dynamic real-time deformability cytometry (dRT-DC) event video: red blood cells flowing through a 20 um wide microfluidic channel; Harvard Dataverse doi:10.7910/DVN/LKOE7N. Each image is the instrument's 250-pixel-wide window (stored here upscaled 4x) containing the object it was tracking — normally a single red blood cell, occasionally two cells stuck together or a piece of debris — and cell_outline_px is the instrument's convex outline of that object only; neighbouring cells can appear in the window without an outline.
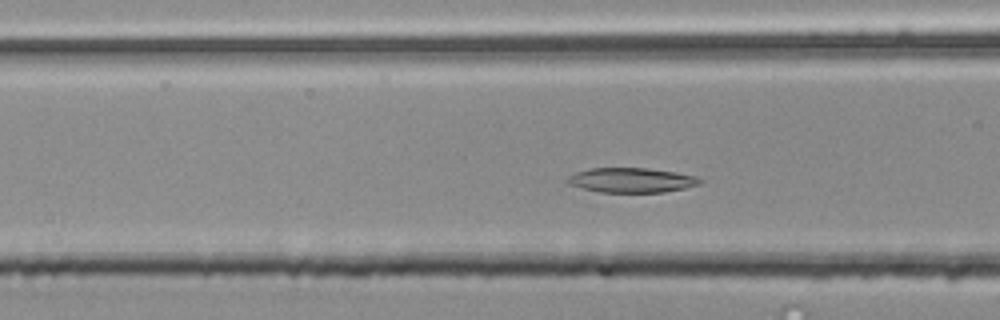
{"species": "common noctule bat (a hibernating species)", "species_latin": "Nyctalus noctula", "temperature_condition": "room temperature", "stored_images_in_passage": 45, "camera_frame_rate_fps": 3000, "um_per_image_px": 0.085, "animal": {"sex": "male", "body_mass_g": 20.4}, "frame": {"image": 1, "passage_image": 11, "time_ms": 3.333, "image_size_px": [1000, 320], "cell_outline_px": [[704, 180], [700, 184], [684, 188], [664, 192], [600, 192], [568, 184], [564, 180], [568, 176], [576, 172], [588, 168], [648, 168], [676, 172], [696, 176]], "centroid_in_image_um": [53.67, 15.3], "position_along_channel_um": 112.9, "area_um2": 19.13}}
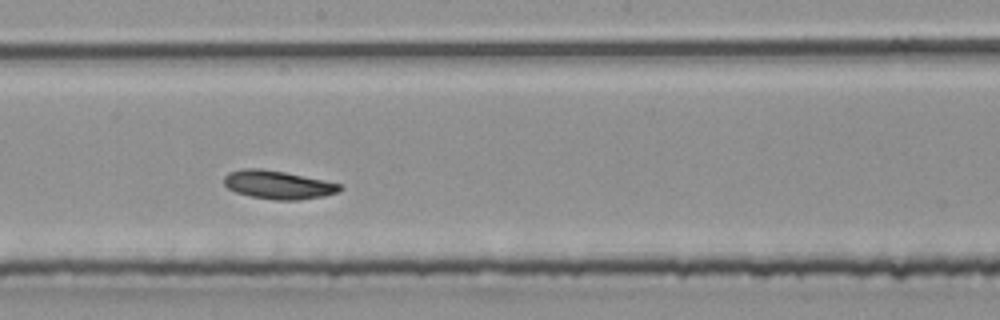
{"frame": {"image": 2, "passage_image": 20, "time_ms": 6.333, "image_size_px": [1000, 320], "cell_outline_px": [[344, 188], [340, 192], [324, 196], [296, 200], [276, 200], [252, 196], [236, 192], [228, 188], [224, 184], [224, 176], [228, 172], [244, 168], [260, 168], [284, 172], [324, 180], [340, 184]], "centroid_in_image_um": [23.65, 15.7], "position_along_channel_um": 224.6, "area_um2": 19.13}}
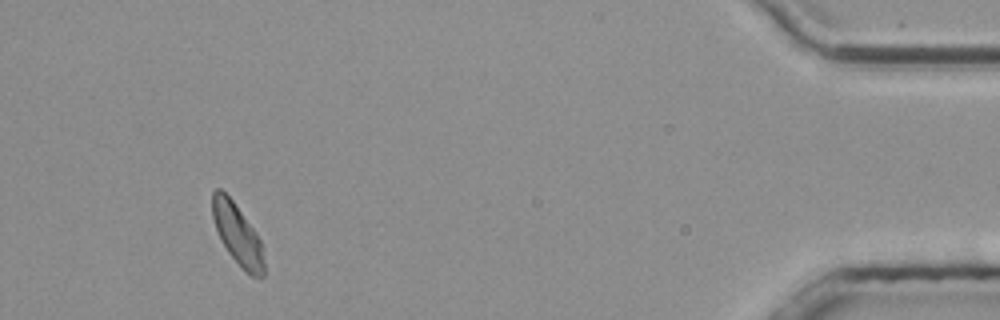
{"frame": {"image": 3, "passage_image": 41, "time_ms": 13.333, "image_size_px": [1000, 320], "cell_outline_px": [[264, 276], [260, 280], [244, 272], [228, 252], [220, 240], [212, 216], [212, 192], [216, 188], [220, 188], [232, 200], [256, 232], [260, 240], [264, 264]], "centroid_in_image_um": [20.18, 19.96], "position_along_channel_um": 415.0, "area_um2": 18.32}, "authors_computed_cell_mechanics": {"area_um2": 19.1318, "velocity_mm_per_s": 3.7278, "shape_relaxation_time_tau1_ms": 2.9022, "shape_relaxation_time_tau2_ms": 6.6371, "deformation_change_tau1": 0.1019, "deformation_change_tau2": 0.1092}}